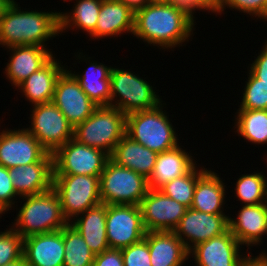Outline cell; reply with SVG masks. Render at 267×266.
<instances>
[{
  "label": "cell",
  "instance_id": "obj_1",
  "mask_svg": "<svg viewBox=\"0 0 267 266\" xmlns=\"http://www.w3.org/2000/svg\"><path fill=\"white\" fill-rule=\"evenodd\" d=\"M193 25L170 3H149L134 12L133 34L148 44L172 48L186 41Z\"/></svg>",
  "mask_w": 267,
  "mask_h": 266
},
{
  "label": "cell",
  "instance_id": "obj_2",
  "mask_svg": "<svg viewBox=\"0 0 267 266\" xmlns=\"http://www.w3.org/2000/svg\"><path fill=\"white\" fill-rule=\"evenodd\" d=\"M13 0L0 17V45L5 47L35 45L60 33L59 13L21 11Z\"/></svg>",
  "mask_w": 267,
  "mask_h": 266
},
{
  "label": "cell",
  "instance_id": "obj_3",
  "mask_svg": "<svg viewBox=\"0 0 267 266\" xmlns=\"http://www.w3.org/2000/svg\"><path fill=\"white\" fill-rule=\"evenodd\" d=\"M14 230L24 239L31 235L61 230L69 222L64 217L56 191L50 190L31 196H24Z\"/></svg>",
  "mask_w": 267,
  "mask_h": 266
},
{
  "label": "cell",
  "instance_id": "obj_4",
  "mask_svg": "<svg viewBox=\"0 0 267 266\" xmlns=\"http://www.w3.org/2000/svg\"><path fill=\"white\" fill-rule=\"evenodd\" d=\"M125 134L126 115L116 107L98 106L84 122L74 127L73 139L111 156Z\"/></svg>",
  "mask_w": 267,
  "mask_h": 266
},
{
  "label": "cell",
  "instance_id": "obj_5",
  "mask_svg": "<svg viewBox=\"0 0 267 266\" xmlns=\"http://www.w3.org/2000/svg\"><path fill=\"white\" fill-rule=\"evenodd\" d=\"M126 135L156 153L179 145L172 125L162 111V104L157 108L127 114Z\"/></svg>",
  "mask_w": 267,
  "mask_h": 266
},
{
  "label": "cell",
  "instance_id": "obj_6",
  "mask_svg": "<svg viewBox=\"0 0 267 266\" xmlns=\"http://www.w3.org/2000/svg\"><path fill=\"white\" fill-rule=\"evenodd\" d=\"M101 203L106 205H140L149 191L148 179L119 166L109 159L99 177Z\"/></svg>",
  "mask_w": 267,
  "mask_h": 266
},
{
  "label": "cell",
  "instance_id": "obj_7",
  "mask_svg": "<svg viewBox=\"0 0 267 266\" xmlns=\"http://www.w3.org/2000/svg\"><path fill=\"white\" fill-rule=\"evenodd\" d=\"M99 177L53 174L52 188L60 199L63 215L68 222L101 203Z\"/></svg>",
  "mask_w": 267,
  "mask_h": 266
},
{
  "label": "cell",
  "instance_id": "obj_8",
  "mask_svg": "<svg viewBox=\"0 0 267 266\" xmlns=\"http://www.w3.org/2000/svg\"><path fill=\"white\" fill-rule=\"evenodd\" d=\"M111 106L125 115L157 108L162 102L152 86L144 79L124 69L112 68L110 72ZM118 95V96H117ZM119 97L117 101L114 98Z\"/></svg>",
  "mask_w": 267,
  "mask_h": 266
},
{
  "label": "cell",
  "instance_id": "obj_9",
  "mask_svg": "<svg viewBox=\"0 0 267 266\" xmlns=\"http://www.w3.org/2000/svg\"><path fill=\"white\" fill-rule=\"evenodd\" d=\"M110 156L70 139L53 153V174L100 176Z\"/></svg>",
  "mask_w": 267,
  "mask_h": 266
},
{
  "label": "cell",
  "instance_id": "obj_10",
  "mask_svg": "<svg viewBox=\"0 0 267 266\" xmlns=\"http://www.w3.org/2000/svg\"><path fill=\"white\" fill-rule=\"evenodd\" d=\"M31 120L27 130L49 153L73 138L74 127L52 101L34 105Z\"/></svg>",
  "mask_w": 267,
  "mask_h": 266
},
{
  "label": "cell",
  "instance_id": "obj_11",
  "mask_svg": "<svg viewBox=\"0 0 267 266\" xmlns=\"http://www.w3.org/2000/svg\"><path fill=\"white\" fill-rule=\"evenodd\" d=\"M146 230L138 205H106V234L109 248L123 249L141 241Z\"/></svg>",
  "mask_w": 267,
  "mask_h": 266
},
{
  "label": "cell",
  "instance_id": "obj_12",
  "mask_svg": "<svg viewBox=\"0 0 267 266\" xmlns=\"http://www.w3.org/2000/svg\"><path fill=\"white\" fill-rule=\"evenodd\" d=\"M52 102L73 127L84 122L98 107L67 69L57 79Z\"/></svg>",
  "mask_w": 267,
  "mask_h": 266
},
{
  "label": "cell",
  "instance_id": "obj_13",
  "mask_svg": "<svg viewBox=\"0 0 267 266\" xmlns=\"http://www.w3.org/2000/svg\"><path fill=\"white\" fill-rule=\"evenodd\" d=\"M139 206L147 232L173 231L188 209L158 189H149Z\"/></svg>",
  "mask_w": 267,
  "mask_h": 266
},
{
  "label": "cell",
  "instance_id": "obj_14",
  "mask_svg": "<svg viewBox=\"0 0 267 266\" xmlns=\"http://www.w3.org/2000/svg\"><path fill=\"white\" fill-rule=\"evenodd\" d=\"M228 220L225 214H209L188 208L173 232L189 251L197 244L225 233L229 229Z\"/></svg>",
  "mask_w": 267,
  "mask_h": 266
},
{
  "label": "cell",
  "instance_id": "obj_15",
  "mask_svg": "<svg viewBox=\"0 0 267 266\" xmlns=\"http://www.w3.org/2000/svg\"><path fill=\"white\" fill-rule=\"evenodd\" d=\"M48 151L27 130H3L0 133V166L14 168L39 162Z\"/></svg>",
  "mask_w": 267,
  "mask_h": 266
},
{
  "label": "cell",
  "instance_id": "obj_16",
  "mask_svg": "<svg viewBox=\"0 0 267 266\" xmlns=\"http://www.w3.org/2000/svg\"><path fill=\"white\" fill-rule=\"evenodd\" d=\"M241 243L228 229L225 233L201 242L189 250L197 266H242L250 253L240 255Z\"/></svg>",
  "mask_w": 267,
  "mask_h": 266
},
{
  "label": "cell",
  "instance_id": "obj_17",
  "mask_svg": "<svg viewBox=\"0 0 267 266\" xmlns=\"http://www.w3.org/2000/svg\"><path fill=\"white\" fill-rule=\"evenodd\" d=\"M53 172V154L48 152L39 162L9 168V177L17 195L24 197L50 190Z\"/></svg>",
  "mask_w": 267,
  "mask_h": 266
},
{
  "label": "cell",
  "instance_id": "obj_18",
  "mask_svg": "<svg viewBox=\"0 0 267 266\" xmlns=\"http://www.w3.org/2000/svg\"><path fill=\"white\" fill-rule=\"evenodd\" d=\"M63 228L23 239V258L27 266H63Z\"/></svg>",
  "mask_w": 267,
  "mask_h": 266
},
{
  "label": "cell",
  "instance_id": "obj_19",
  "mask_svg": "<svg viewBox=\"0 0 267 266\" xmlns=\"http://www.w3.org/2000/svg\"><path fill=\"white\" fill-rule=\"evenodd\" d=\"M229 230L234 237L246 246L261 242L262 235L267 234V202L244 205L236 220L229 218Z\"/></svg>",
  "mask_w": 267,
  "mask_h": 266
},
{
  "label": "cell",
  "instance_id": "obj_20",
  "mask_svg": "<svg viewBox=\"0 0 267 266\" xmlns=\"http://www.w3.org/2000/svg\"><path fill=\"white\" fill-rule=\"evenodd\" d=\"M151 266H182L189 251L173 231L146 232Z\"/></svg>",
  "mask_w": 267,
  "mask_h": 266
},
{
  "label": "cell",
  "instance_id": "obj_21",
  "mask_svg": "<svg viewBox=\"0 0 267 266\" xmlns=\"http://www.w3.org/2000/svg\"><path fill=\"white\" fill-rule=\"evenodd\" d=\"M10 62L7 63L6 77L18 87L32 73L43 67L53 54L45 47L35 45L13 46Z\"/></svg>",
  "mask_w": 267,
  "mask_h": 266
},
{
  "label": "cell",
  "instance_id": "obj_22",
  "mask_svg": "<svg viewBox=\"0 0 267 266\" xmlns=\"http://www.w3.org/2000/svg\"><path fill=\"white\" fill-rule=\"evenodd\" d=\"M157 156L158 153L125 134L115 146L110 159L117 165L131 169L149 179L153 173Z\"/></svg>",
  "mask_w": 267,
  "mask_h": 266
},
{
  "label": "cell",
  "instance_id": "obj_23",
  "mask_svg": "<svg viewBox=\"0 0 267 266\" xmlns=\"http://www.w3.org/2000/svg\"><path fill=\"white\" fill-rule=\"evenodd\" d=\"M64 67L52 57L43 67L32 73L19 86L26 99L32 104L48 103L53 100L55 85Z\"/></svg>",
  "mask_w": 267,
  "mask_h": 266
},
{
  "label": "cell",
  "instance_id": "obj_24",
  "mask_svg": "<svg viewBox=\"0 0 267 266\" xmlns=\"http://www.w3.org/2000/svg\"><path fill=\"white\" fill-rule=\"evenodd\" d=\"M134 29V11L119 0H102L94 38L119 35Z\"/></svg>",
  "mask_w": 267,
  "mask_h": 266
},
{
  "label": "cell",
  "instance_id": "obj_25",
  "mask_svg": "<svg viewBox=\"0 0 267 266\" xmlns=\"http://www.w3.org/2000/svg\"><path fill=\"white\" fill-rule=\"evenodd\" d=\"M192 156L180 146L158 153L152 175L148 179L150 189H159L167 182L187 174L194 166Z\"/></svg>",
  "mask_w": 267,
  "mask_h": 266
},
{
  "label": "cell",
  "instance_id": "obj_26",
  "mask_svg": "<svg viewBox=\"0 0 267 266\" xmlns=\"http://www.w3.org/2000/svg\"><path fill=\"white\" fill-rule=\"evenodd\" d=\"M81 214L83 217L69 223L80 233L94 255L109 249L106 234V204L100 203Z\"/></svg>",
  "mask_w": 267,
  "mask_h": 266
},
{
  "label": "cell",
  "instance_id": "obj_27",
  "mask_svg": "<svg viewBox=\"0 0 267 266\" xmlns=\"http://www.w3.org/2000/svg\"><path fill=\"white\" fill-rule=\"evenodd\" d=\"M211 170H205L197 179L190 208L209 214H223L225 185Z\"/></svg>",
  "mask_w": 267,
  "mask_h": 266
},
{
  "label": "cell",
  "instance_id": "obj_28",
  "mask_svg": "<svg viewBox=\"0 0 267 266\" xmlns=\"http://www.w3.org/2000/svg\"><path fill=\"white\" fill-rule=\"evenodd\" d=\"M84 75L73 74L81 89L98 106H111L110 72L112 67L91 62ZM93 74V75H92Z\"/></svg>",
  "mask_w": 267,
  "mask_h": 266
},
{
  "label": "cell",
  "instance_id": "obj_29",
  "mask_svg": "<svg viewBox=\"0 0 267 266\" xmlns=\"http://www.w3.org/2000/svg\"><path fill=\"white\" fill-rule=\"evenodd\" d=\"M65 1V0H64ZM71 1V0H70ZM102 0H77L71 14L59 12V30L62 33L74 25L90 35L95 31ZM72 24V25H71Z\"/></svg>",
  "mask_w": 267,
  "mask_h": 266
},
{
  "label": "cell",
  "instance_id": "obj_30",
  "mask_svg": "<svg viewBox=\"0 0 267 266\" xmlns=\"http://www.w3.org/2000/svg\"><path fill=\"white\" fill-rule=\"evenodd\" d=\"M63 266H92L95 255L75 227L68 223L63 228Z\"/></svg>",
  "mask_w": 267,
  "mask_h": 266
},
{
  "label": "cell",
  "instance_id": "obj_31",
  "mask_svg": "<svg viewBox=\"0 0 267 266\" xmlns=\"http://www.w3.org/2000/svg\"><path fill=\"white\" fill-rule=\"evenodd\" d=\"M238 111L236 132L252 143H267V110Z\"/></svg>",
  "mask_w": 267,
  "mask_h": 266
},
{
  "label": "cell",
  "instance_id": "obj_32",
  "mask_svg": "<svg viewBox=\"0 0 267 266\" xmlns=\"http://www.w3.org/2000/svg\"><path fill=\"white\" fill-rule=\"evenodd\" d=\"M205 170L204 168L198 171L196 166H194L187 174L167 182L158 190L178 203L190 208L193 202L197 179Z\"/></svg>",
  "mask_w": 267,
  "mask_h": 266
},
{
  "label": "cell",
  "instance_id": "obj_33",
  "mask_svg": "<svg viewBox=\"0 0 267 266\" xmlns=\"http://www.w3.org/2000/svg\"><path fill=\"white\" fill-rule=\"evenodd\" d=\"M261 173L242 175L236 182V196L244 205L267 202V179Z\"/></svg>",
  "mask_w": 267,
  "mask_h": 266
},
{
  "label": "cell",
  "instance_id": "obj_34",
  "mask_svg": "<svg viewBox=\"0 0 267 266\" xmlns=\"http://www.w3.org/2000/svg\"><path fill=\"white\" fill-rule=\"evenodd\" d=\"M267 110V83L249 73L239 110Z\"/></svg>",
  "mask_w": 267,
  "mask_h": 266
},
{
  "label": "cell",
  "instance_id": "obj_35",
  "mask_svg": "<svg viewBox=\"0 0 267 266\" xmlns=\"http://www.w3.org/2000/svg\"><path fill=\"white\" fill-rule=\"evenodd\" d=\"M23 257V238L13 229L0 233V266Z\"/></svg>",
  "mask_w": 267,
  "mask_h": 266
},
{
  "label": "cell",
  "instance_id": "obj_36",
  "mask_svg": "<svg viewBox=\"0 0 267 266\" xmlns=\"http://www.w3.org/2000/svg\"><path fill=\"white\" fill-rule=\"evenodd\" d=\"M121 254L124 266H151L149 247L144 238L121 249Z\"/></svg>",
  "mask_w": 267,
  "mask_h": 266
},
{
  "label": "cell",
  "instance_id": "obj_37",
  "mask_svg": "<svg viewBox=\"0 0 267 266\" xmlns=\"http://www.w3.org/2000/svg\"><path fill=\"white\" fill-rule=\"evenodd\" d=\"M241 10L249 15L258 16L267 19V0H224L223 6L218 13L224 10V7Z\"/></svg>",
  "mask_w": 267,
  "mask_h": 266
},
{
  "label": "cell",
  "instance_id": "obj_38",
  "mask_svg": "<svg viewBox=\"0 0 267 266\" xmlns=\"http://www.w3.org/2000/svg\"><path fill=\"white\" fill-rule=\"evenodd\" d=\"M16 195L12 180L9 177V169L0 166V211L2 213L11 210V206L14 204L12 200Z\"/></svg>",
  "mask_w": 267,
  "mask_h": 266
},
{
  "label": "cell",
  "instance_id": "obj_39",
  "mask_svg": "<svg viewBox=\"0 0 267 266\" xmlns=\"http://www.w3.org/2000/svg\"><path fill=\"white\" fill-rule=\"evenodd\" d=\"M92 266H124L121 250L109 248L95 255Z\"/></svg>",
  "mask_w": 267,
  "mask_h": 266
},
{
  "label": "cell",
  "instance_id": "obj_40",
  "mask_svg": "<svg viewBox=\"0 0 267 266\" xmlns=\"http://www.w3.org/2000/svg\"><path fill=\"white\" fill-rule=\"evenodd\" d=\"M250 69V73L259 79L260 83H267V44L263 47L254 63L251 64Z\"/></svg>",
  "mask_w": 267,
  "mask_h": 266
},
{
  "label": "cell",
  "instance_id": "obj_41",
  "mask_svg": "<svg viewBox=\"0 0 267 266\" xmlns=\"http://www.w3.org/2000/svg\"><path fill=\"white\" fill-rule=\"evenodd\" d=\"M178 12L184 14L194 23L193 11L195 9H206L199 0H172L170 3Z\"/></svg>",
  "mask_w": 267,
  "mask_h": 266
},
{
  "label": "cell",
  "instance_id": "obj_42",
  "mask_svg": "<svg viewBox=\"0 0 267 266\" xmlns=\"http://www.w3.org/2000/svg\"><path fill=\"white\" fill-rule=\"evenodd\" d=\"M200 3L212 12H219L223 6L224 0H199Z\"/></svg>",
  "mask_w": 267,
  "mask_h": 266
},
{
  "label": "cell",
  "instance_id": "obj_43",
  "mask_svg": "<svg viewBox=\"0 0 267 266\" xmlns=\"http://www.w3.org/2000/svg\"><path fill=\"white\" fill-rule=\"evenodd\" d=\"M129 6L134 12L145 7L150 3V0H119Z\"/></svg>",
  "mask_w": 267,
  "mask_h": 266
},
{
  "label": "cell",
  "instance_id": "obj_44",
  "mask_svg": "<svg viewBox=\"0 0 267 266\" xmlns=\"http://www.w3.org/2000/svg\"><path fill=\"white\" fill-rule=\"evenodd\" d=\"M13 0H0V17L6 10L7 6L12 2Z\"/></svg>",
  "mask_w": 267,
  "mask_h": 266
},
{
  "label": "cell",
  "instance_id": "obj_45",
  "mask_svg": "<svg viewBox=\"0 0 267 266\" xmlns=\"http://www.w3.org/2000/svg\"><path fill=\"white\" fill-rule=\"evenodd\" d=\"M3 266H27L24 258L22 257L21 259L17 261L10 262L8 264H4Z\"/></svg>",
  "mask_w": 267,
  "mask_h": 266
},
{
  "label": "cell",
  "instance_id": "obj_46",
  "mask_svg": "<svg viewBox=\"0 0 267 266\" xmlns=\"http://www.w3.org/2000/svg\"><path fill=\"white\" fill-rule=\"evenodd\" d=\"M172 0H150V3H171Z\"/></svg>",
  "mask_w": 267,
  "mask_h": 266
}]
</instances>
